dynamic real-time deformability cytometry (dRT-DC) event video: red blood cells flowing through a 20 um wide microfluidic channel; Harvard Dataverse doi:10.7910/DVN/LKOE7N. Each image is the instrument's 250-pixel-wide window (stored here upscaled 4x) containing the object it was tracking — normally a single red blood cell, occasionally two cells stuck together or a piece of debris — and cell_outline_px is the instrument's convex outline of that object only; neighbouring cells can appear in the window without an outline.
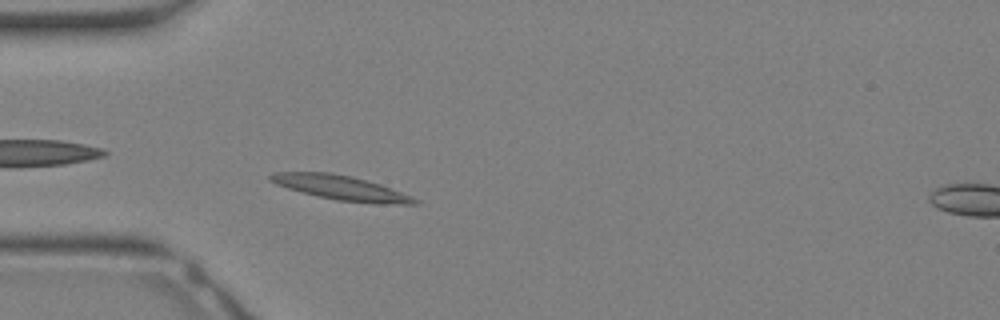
{"species": "Egyptian fruit bat (a non-hibernating species)", "species_latin": "Rousettus aegyptiacus", "temperature_condition": "warm", "stored_images_in_passage": 29, "camera_frame_rate_fps": 3000, "um_per_image_px": 0.085, "animal": {"sex": "female"}, "frame": {"image": 1, "passage_image": 6, "time_ms": 1.667, "image_size_px": [1000, 320], "cell_outline_px": [[420, 204], [376, 204], [336, 200], [288, 188], [276, 184], [268, 180], [268, 176], [272, 172], [332, 172], [352, 176], [380, 184], [412, 196], [420, 200]], "centroid_in_image_um": [29.02, 15.96], "position_along_channel_um": 56.0, "area_um2": 20.63}}
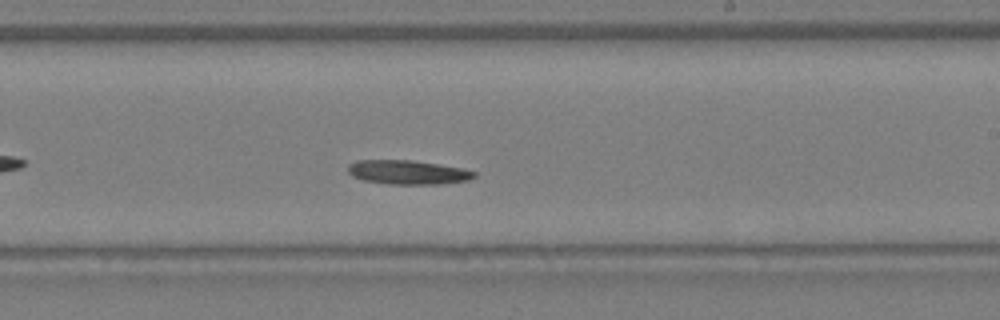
{"frame": {"image": 2, "passage_image": 16, "time_ms": 5.0, "image_size_px": [1000, 320], "cell_outline_px": [[476, 176], [468, 180], [440, 184], [384, 184], [364, 180], [352, 176], [348, 172], [348, 164], [356, 160], [412, 160], [464, 168], [476, 172]], "centroid_in_image_um": [34.65, 14.64], "position_along_channel_um": 254.3, "area_um2": 17.86}}
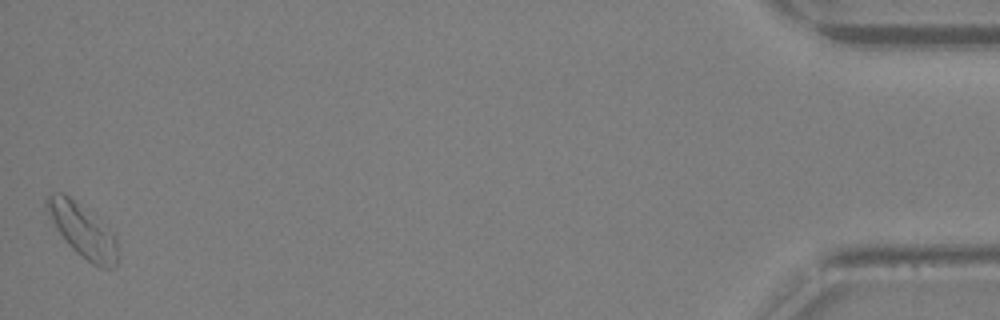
{"frame": {"image": 3, "passage_image": 29, "time_ms": 9.333, "image_size_px": [1000, 320], "cell_outline_px": [[116, 268], [100, 268], [92, 264], [76, 252], [68, 244], [56, 228], [44, 208], [44, 200], [52, 192], [60, 192], [68, 196], [112, 232], [116, 236]], "centroid_in_image_um": [6.98, 19.61], "position_along_channel_um": 428.2, "area_um2": 21.44}}